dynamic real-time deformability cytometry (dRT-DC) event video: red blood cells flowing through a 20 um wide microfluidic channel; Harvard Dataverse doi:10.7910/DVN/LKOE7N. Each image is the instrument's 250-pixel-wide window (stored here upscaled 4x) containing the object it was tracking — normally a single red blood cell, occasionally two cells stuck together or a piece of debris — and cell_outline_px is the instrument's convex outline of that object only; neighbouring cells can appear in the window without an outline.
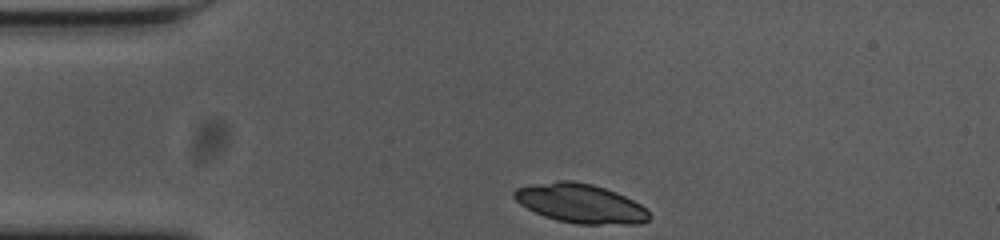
{"species": "common noctule bat (a hibernating species)", "species_latin": "Nyctalus noctula", "temperature_condition": "cold", "stored_images_in_passage": 34, "camera_frame_rate_fps": 3000, "um_per_image_px": 0.085, "animal": {"sex": "female", "body_mass_g": 23.0, "forearm_length_mm": 53.4}, "frame": {"image": 1, "passage_image": 1, "time_ms": 0.0, "image_size_px": [1000, 240], "cell_outline_px": [[652, 216], [648, 220], [640, 224], [576, 224], [556, 220], [544, 216], [520, 204], [512, 196], [512, 192], [516, 188], [532, 184], [556, 180], [572, 180], [592, 184], [616, 192], [640, 204]], "centroid_in_image_um": [49.32, 17.29], "position_along_channel_um": 35.7, "area_um2": 30.87}}